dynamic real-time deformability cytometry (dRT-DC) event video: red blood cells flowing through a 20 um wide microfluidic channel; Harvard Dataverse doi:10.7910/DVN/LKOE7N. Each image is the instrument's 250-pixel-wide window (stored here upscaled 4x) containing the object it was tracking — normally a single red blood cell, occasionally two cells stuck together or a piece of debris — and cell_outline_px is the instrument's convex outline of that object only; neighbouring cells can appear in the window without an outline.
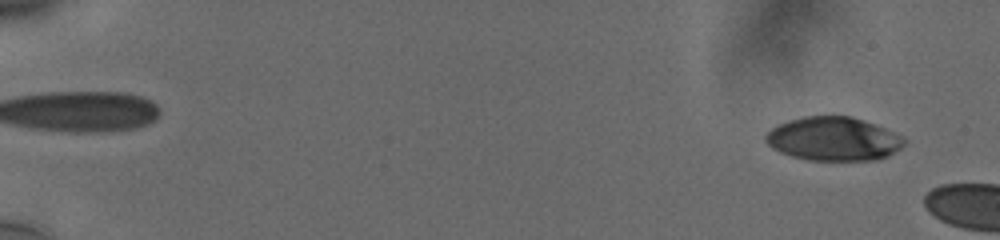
{"species": "human", "species_latin": "Homo sapiens", "temperature_condition": "cold", "stored_images_in_passage": 8, "camera_frame_rate_fps": 3000, "um_per_image_px": 0.085, "donor": {"sex": "male"}, "frame": {"image": 1, "passage_image": 3, "time_ms": 0.667, "image_size_px": [1000, 240], "cell_outline_px": [[908, 140], [900, 148], [888, 156], [876, 160], [808, 160], [792, 156], [780, 152], [772, 148], [764, 140], [764, 136], [776, 124], [788, 120], [804, 116], [852, 116], [864, 120], [904, 136]], "centroid_in_image_um": [70.84, 11.8], "position_along_channel_um": 14.2, "area_um2": 35.49}}